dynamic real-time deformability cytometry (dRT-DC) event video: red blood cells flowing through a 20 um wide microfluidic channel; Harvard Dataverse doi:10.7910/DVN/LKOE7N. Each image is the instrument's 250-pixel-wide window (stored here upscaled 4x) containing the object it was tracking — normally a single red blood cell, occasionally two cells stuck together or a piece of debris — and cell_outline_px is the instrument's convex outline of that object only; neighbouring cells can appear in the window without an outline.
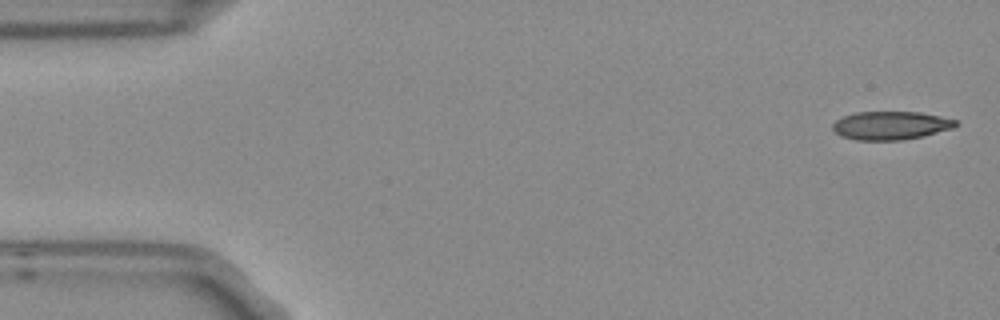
{"species": "Egyptian fruit bat (a non-hibernating species)", "species_latin": "Rousettus aegyptiacus", "temperature_condition": "room temperature", "stored_images_in_passage": 4, "camera_frame_rate_fps": 3000, "um_per_image_px": 0.085, "frame": {"image": 1, "passage_image": 1, "time_ms": 0.0, "image_size_px": [1000, 320], "cell_outline_px": [[960, 124], [952, 128], [924, 136], [904, 140], [856, 140], [840, 136], [832, 128], [832, 124], [836, 120], [844, 116], [856, 112], [920, 112], [940, 116], [956, 120]], "centroid_in_image_um": [75.72, 10.67], "position_along_channel_um": 9.3, "area_um2": 20.4}}